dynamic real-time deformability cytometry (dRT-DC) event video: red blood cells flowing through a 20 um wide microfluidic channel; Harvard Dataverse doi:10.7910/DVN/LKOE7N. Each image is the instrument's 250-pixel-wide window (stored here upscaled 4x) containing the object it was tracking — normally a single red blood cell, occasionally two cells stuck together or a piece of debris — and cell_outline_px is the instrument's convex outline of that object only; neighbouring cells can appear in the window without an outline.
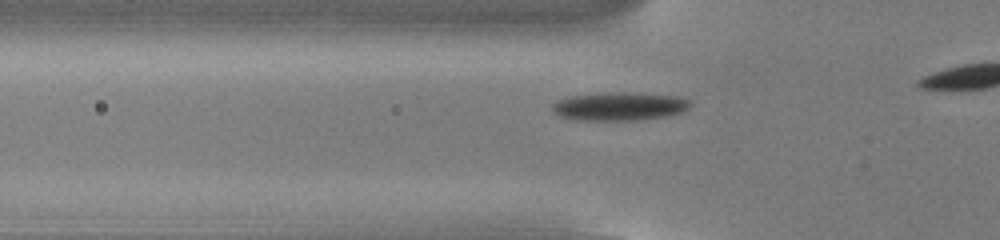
{"species": "common noctule bat (a hibernating species)", "species_latin": "Nyctalus noctula", "temperature_condition": "cold", "stored_images_in_passage": 15, "camera_frame_rate_fps": 3000, "um_per_image_px": 0.085, "animal": {"sex": "male", "body_mass_g": 13.0, "forearm_length_mm": 53.1}, "frame": {"image": 1, "passage_image": 9, "time_ms": 2.667, "image_size_px": [1000, 240], "cell_outline_px": [[692, 104], [688, 108], [680, 112], [664, 116], [636, 120], [580, 120], [560, 116], [552, 112], [552, 104], [560, 100], [572, 96], [604, 92], [624, 92], [676, 96], [688, 100]], "centroid_in_image_um": [52.62, 9.03], "position_along_channel_um": 73.2, "area_um2": 22.48}}
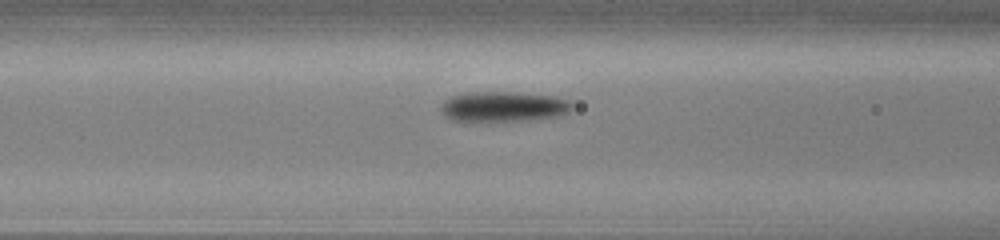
{"frame": {"image": 2, "passage_image": 13, "time_ms": 4.0, "image_size_px": [1000, 240], "cell_outline_px": [[572, 108], [568, 112], [556, 116], [532, 120], [468, 124], [464, 124], [452, 120], [444, 116], [440, 108], [444, 100], [452, 96], [468, 92], [520, 92], [556, 96], [568, 100], [572, 104]], "centroid_in_image_um": [42.72, 9.1], "position_along_channel_um": 123.9, "area_um2": 24.16}}